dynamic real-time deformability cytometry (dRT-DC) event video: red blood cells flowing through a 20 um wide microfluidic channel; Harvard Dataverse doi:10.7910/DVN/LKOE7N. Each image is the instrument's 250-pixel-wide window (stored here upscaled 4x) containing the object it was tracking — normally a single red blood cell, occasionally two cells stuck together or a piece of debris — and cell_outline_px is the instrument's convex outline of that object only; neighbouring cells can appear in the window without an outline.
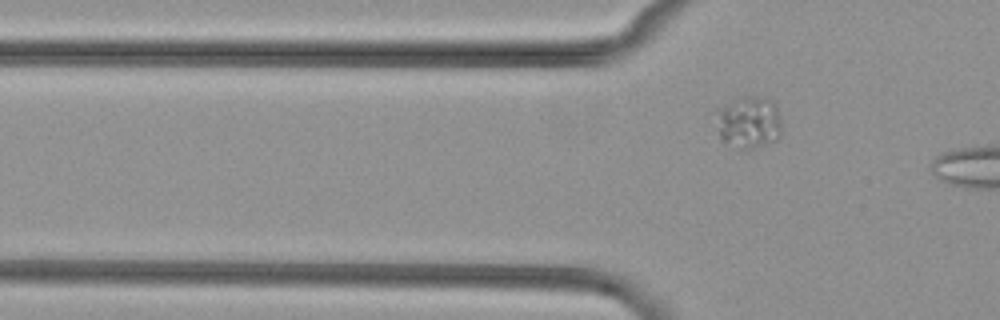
{"species": "common noctule bat (a hibernating species)", "species_latin": "Nyctalus noctula", "temperature_condition": "cold", "stored_images_in_passage": 5, "camera_frame_rate_fps": 3000, "um_per_image_px": 0.085, "animal": {"sex": "female", "body_mass_g": 29.2, "forearm_length_mm": 56.3}, "frame": {"image": 1, "passage_image": 5, "time_ms": 5.667, "image_size_px": [1000, 320], "cell_outline_px": [[780, 136], [776, 140], [740, 152], [724, 140], [720, 136], [712, 112], [716, 108], [748, 96], [764, 96], [772, 100], [776, 104], [780, 112]], "centroid_in_image_um": [63.62, 10.39], "position_along_channel_um": 62.2, "area_um2": 20.4}}